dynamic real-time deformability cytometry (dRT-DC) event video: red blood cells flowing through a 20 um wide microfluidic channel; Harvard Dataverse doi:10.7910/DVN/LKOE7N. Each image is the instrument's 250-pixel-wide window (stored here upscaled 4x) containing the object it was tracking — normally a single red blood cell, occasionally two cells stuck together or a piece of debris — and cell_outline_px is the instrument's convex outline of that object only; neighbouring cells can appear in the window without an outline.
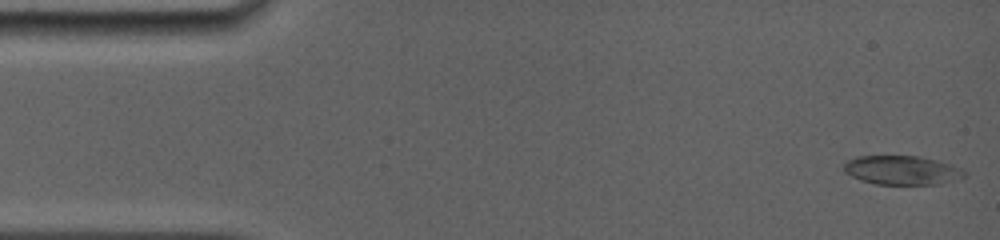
{"species": "common noctule bat (a hibernating species)", "species_latin": "Nyctalus noctula", "temperature_condition": "room temperature", "stored_images_in_passage": 11, "camera_frame_rate_fps": 5000, "um_per_image_px": 0.085, "animal": {"sex": "female", "body_mass_g": 19.0, "forearm_length_mm": 56.7}, "frame": {"image": 1, "passage_image": 1, "time_ms": 0.0, "image_size_px": [1000, 240], "cell_outline_px": [[964, 176], [960, 180], [940, 184], [876, 184], [860, 180], [844, 172], [844, 164], [848, 160], [856, 156], [916, 156], [936, 160], [952, 164], [960, 168], [964, 172]], "centroid_in_image_um": [76.68, 14.47], "position_along_channel_um": 8.3, "area_um2": 20.4}}
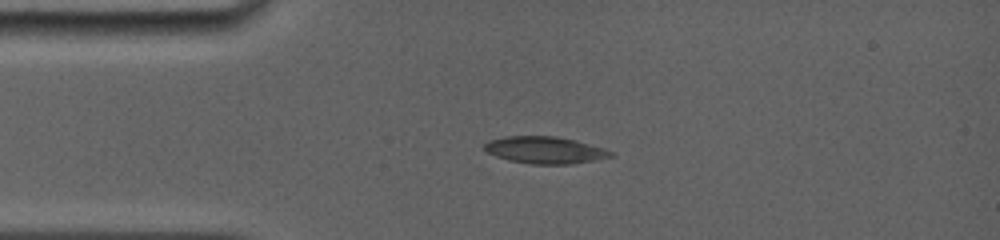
{"frame": {"image": 2, "passage_image": 8, "time_ms": 3.2, "image_size_px": [1000, 240], "cell_outline_px": [[616, 156], [572, 164], [528, 164], [508, 160], [496, 156], [488, 152], [484, 148], [484, 144], [488, 140], [504, 136], [556, 136], [576, 140], [604, 148], [616, 152]], "centroid_in_image_um": [46.36, 12.75], "position_along_channel_um": 38.6, "area_um2": 20.11}}
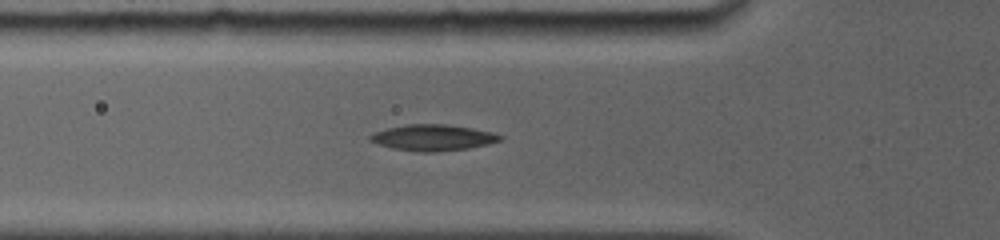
{"frame": {"image": 3, "passage_image": 11, "time_ms": 5.0, "image_size_px": [1000, 240], "cell_outline_px": [[504, 140], [488, 144], [468, 148], [436, 152], [420, 152], [392, 148], [368, 140], [368, 136], [376, 132], [388, 128], [408, 124], [448, 124], [472, 128], [492, 132], [504, 136]], "centroid_in_image_um": [36.85, 11.7], "position_along_channel_um": 89.0, "area_um2": 19.77}}